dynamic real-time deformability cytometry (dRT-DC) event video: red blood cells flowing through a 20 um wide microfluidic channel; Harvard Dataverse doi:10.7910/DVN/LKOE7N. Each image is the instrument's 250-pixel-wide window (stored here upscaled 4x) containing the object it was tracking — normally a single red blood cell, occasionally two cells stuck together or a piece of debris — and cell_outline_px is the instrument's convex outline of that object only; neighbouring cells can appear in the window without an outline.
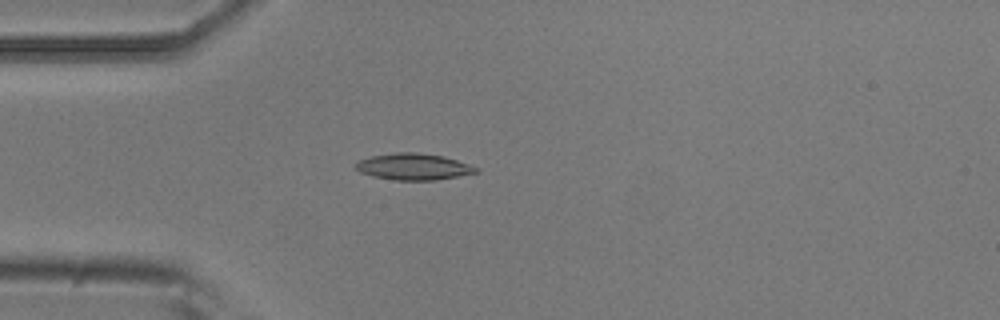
{"species": "common noctule bat (a hibernating species)", "species_latin": "Nyctalus noctula", "temperature_condition": "room temperature", "stored_images_in_passage": 5, "camera_frame_rate_fps": 3000, "um_per_image_px": 0.085, "animal": {"sex": "male", "body_mass_g": 20.5, "forearm_length_mm": 52.5}, "frame": {"image": 1, "passage_image": 5, "time_ms": 1.333, "image_size_px": [1000, 320], "cell_outline_px": [[480, 172], [436, 180], [396, 180], [372, 176], [360, 172], [356, 168], [356, 164], [360, 160], [372, 156], [396, 152], [416, 152], [444, 156], [480, 168]], "centroid_in_image_um": [35.19, 14.17], "position_along_channel_um": 49.8, "area_um2": 18.5}}